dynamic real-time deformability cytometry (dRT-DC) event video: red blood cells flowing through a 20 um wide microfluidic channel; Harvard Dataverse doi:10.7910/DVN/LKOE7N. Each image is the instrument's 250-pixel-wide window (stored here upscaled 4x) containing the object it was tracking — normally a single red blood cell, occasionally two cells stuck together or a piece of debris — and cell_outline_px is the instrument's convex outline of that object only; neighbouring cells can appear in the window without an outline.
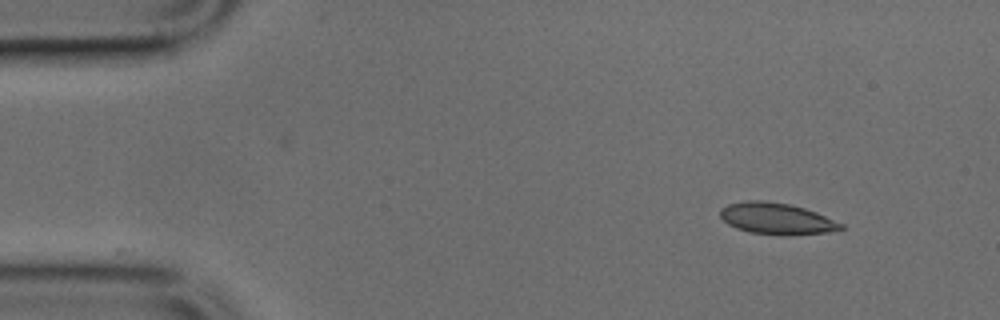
{"species": "common noctule bat (a hibernating species)", "species_latin": "Nyctalus noctula", "temperature_condition": "cold", "stored_images_in_passage": 2, "camera_frame_rate_fps": 3000, "um_per_image_px": 0.085, "animal": {"sex": "male", "body_mass_g": 17.9, "forearm_length_mm": 54.2}, "frame": {"image": 1, "passage_image": 1, "time_ms": 0.0, "image_size_px": [1000, 320], "cell_outline_px": [[844, 228], [828, 232], [748, 232], [736, 228], [728, 224], [720, 216], [720, 208], [728, 204], [748, 200], [764, 200], [788, 204], [804, 208], [816, 212], [844, 224]], "centroid_in_image_um": [65.95, 18.52], "position_along_channel_um": 19.0, "area_um2": 21.04}}